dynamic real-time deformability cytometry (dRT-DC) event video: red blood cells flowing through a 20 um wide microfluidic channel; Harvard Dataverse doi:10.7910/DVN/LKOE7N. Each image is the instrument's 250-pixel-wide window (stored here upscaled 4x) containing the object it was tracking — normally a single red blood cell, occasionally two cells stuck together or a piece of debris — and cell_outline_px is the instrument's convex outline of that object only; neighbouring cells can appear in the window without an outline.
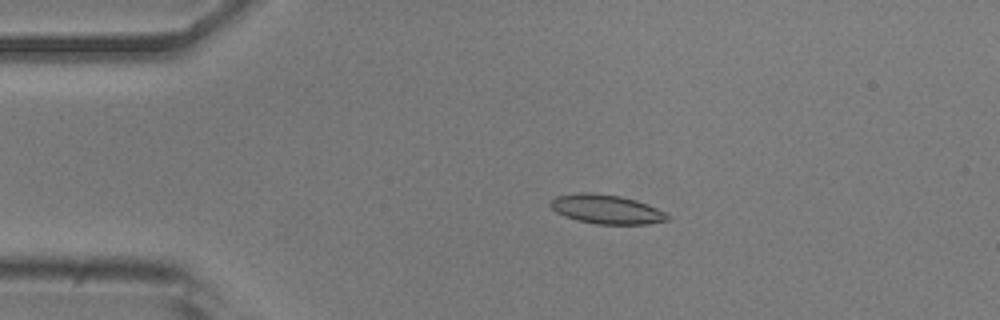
{"species": "common noctule bat (a hibernating species)", "species_latin": "Nyctalus noctula", "temperature_condition": "room temperature", "stored_images_in_passage": 54, "camera_frame_rate_fps": 3000, "um_per_image_px": 0.085, "animal": {"sex": "male", "body_mass_g": 20.5, "forearm_length_mm": 52.5}, "frame": {"image": 1, "passage_image": 11, "time_ms": 3.333, "image_size_px": [1000, 320], "cell_outline_px": [[668, 220], [648, 224], [596, 224], [564, 216], [556, 212], [548, 204], [556, 196], [580, 192], [592, 192], [620, 196], [636, 200], [656, 208], [664, 212], [668, 216]], "centroid_in_image_um": [51.52, 17.78], "position_along_channel_um": 33.5, "area_um2": 19.71}}
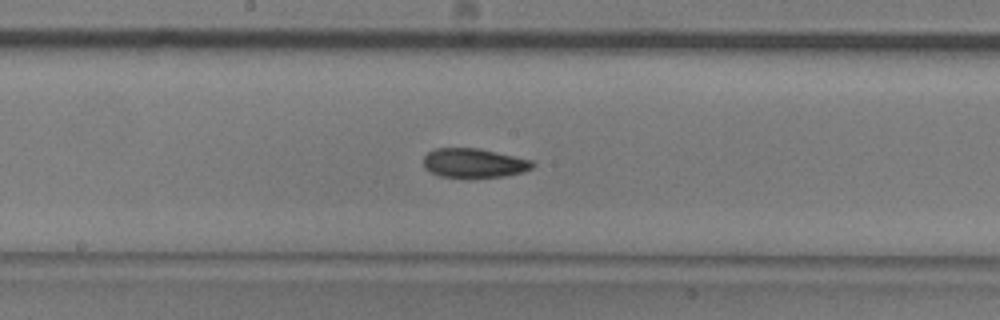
{"frame": {"image": 2, "passage_image": 28, "time_ms": 9.0, "image_size_px": [1000, 320], "cell_outline_px": [[532, 168], [524, 172], [504, 176], [472, 180], [440, 176], [424, 168], [424, 156], [428, 152], [436, 148], [480, 148], [532, 160]], "centroid_in_image_um": [40.27, 13.89], "position_along_channel_um": 207.9, "area_um2": 19.13}}
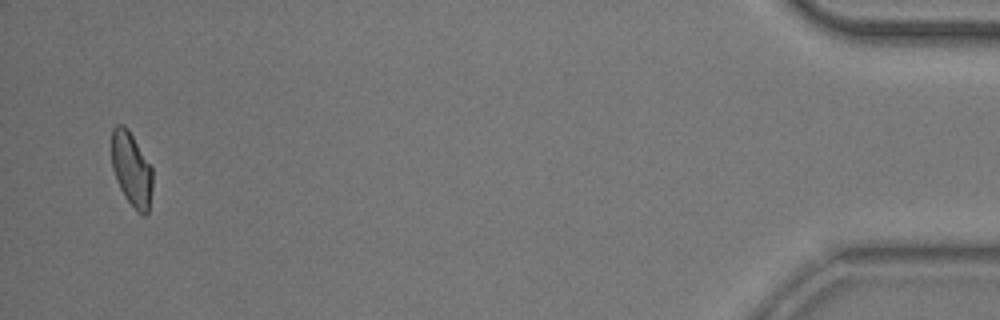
{"frame": {"image": 3, "passage_image": 52, "time_ms": 17.0, "image_size_px": [1000, 320], "cell_outline_px": [[152, 188], [148, 212], [144, 216], [124, 196], [116, 180], [112, 168], [112, 128], [116, 124], [124, 124], [128, 128], [152, 168]], "centroid_in_image_um": [11.17, 14.34], "position_along_channel_um": 424.0, "area_um2": 17.51}}